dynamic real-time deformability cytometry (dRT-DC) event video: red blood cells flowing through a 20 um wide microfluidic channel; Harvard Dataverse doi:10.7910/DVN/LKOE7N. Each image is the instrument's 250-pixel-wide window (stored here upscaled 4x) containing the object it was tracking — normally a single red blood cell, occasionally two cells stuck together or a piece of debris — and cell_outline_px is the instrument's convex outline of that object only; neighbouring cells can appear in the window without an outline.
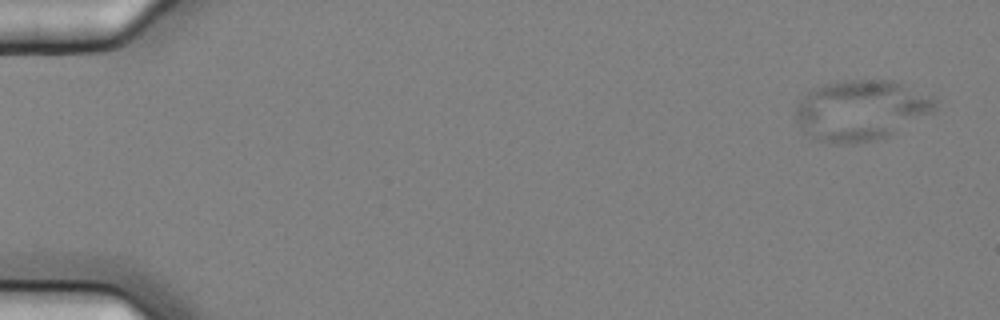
{"species": "common noctule bat (a hibernating species)", "species_latin": "Nyctalus noctula", "temperature_condition": "cold", "stored_images_in_passage": 5, "camera_frame_rate_fps": 3000, "um_per_image_px": 0.085, "animal": {"sex": "female", "body_mass_g": 25.1}, "frame": {"image": 1, "passage_image": 1, "time_ms": 0.0, "image_size_px": [1000, 320], "cell_outline_px": [[940, 100], [932, 112], [892, 136], [876, 140], [852, 144], [828, 144], [816, 140], [796, 120], [796, 108], [800, 100], [812, 88], [820, 84], [844, 80], [892, 80], [932, 96]], "centroid_in_image_um": [73.21, 9.38], "position_along_channel_um": 11.8, "area_um2": 49.42}}